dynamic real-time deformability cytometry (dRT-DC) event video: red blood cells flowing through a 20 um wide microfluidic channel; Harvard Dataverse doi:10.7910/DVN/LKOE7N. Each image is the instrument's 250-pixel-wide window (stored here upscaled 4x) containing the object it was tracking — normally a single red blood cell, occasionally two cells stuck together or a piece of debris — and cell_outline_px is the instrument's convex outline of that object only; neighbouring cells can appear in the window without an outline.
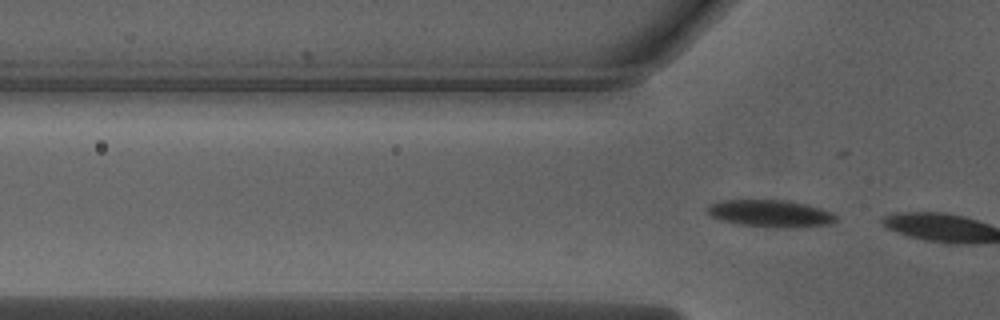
{"species": "Egyptian fruit bat (a non-hibernating species)", "species_latin": "Rousettus aegyptiacus", "temperature_condition": "warm", "stored_images_in_passage": 12, "camera_frame_rate_fps": 3000, "um_per_image_px": 0.085, "animal": {"sex": "male"}, "frame": {"image": 1, "passage_image": 12, "time_ms": 3.667, "image_size_px": [1000, 320], "cell_outline_px": [[836, 220], [832, 224], [792, 228], [768, 228], [732, 224], [720, 220], [712, 216], [704, 208], [708, 204], [720, 200], [788, 200], [820, 208], [832, 212], [836, 216]], "centroid_in_image_um": [65.44, 18.16], "position_along_channel_um": 60.4, "area_um2": 20.87}}